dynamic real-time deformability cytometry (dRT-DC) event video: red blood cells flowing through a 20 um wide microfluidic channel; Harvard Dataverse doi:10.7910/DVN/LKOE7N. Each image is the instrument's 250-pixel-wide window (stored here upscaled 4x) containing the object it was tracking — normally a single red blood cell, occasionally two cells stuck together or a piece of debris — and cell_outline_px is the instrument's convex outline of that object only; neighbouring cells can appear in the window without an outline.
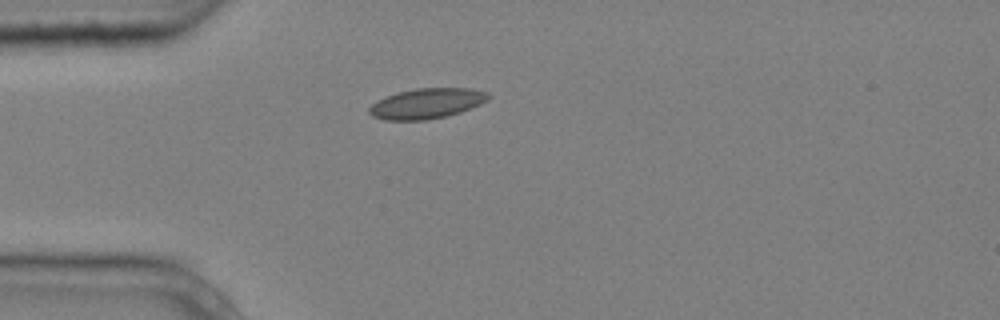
{"species": "common noctule bat (a hibernating species)", "species_latin": "Nyctalus noctula", "temperature_condition": "cold", "stored_images_in_passage": 2, "camera_frame_rate_fps": 3000, "um_per_image_px": 0.085, "animal": {"sex": "male", "body_mass_g": 20.4}, "frame": {"image": 1, "passage_image": 1, "time_ms": 0.0, "image_size_px": [1000, 320], "cell_outline_px": [[492, 96], [488, 100], [480, 104], [460, 112], [428, 120], [384, 120], [372, 116], [368, 112], [368, 108], [372, 104], [396, 92], [416, 88], [468, 88], [488, 92]], "centroid_in_image_um": [36.28, 8.79], "position_along_channel_um": 48.7, "area_um2": 20.98}}